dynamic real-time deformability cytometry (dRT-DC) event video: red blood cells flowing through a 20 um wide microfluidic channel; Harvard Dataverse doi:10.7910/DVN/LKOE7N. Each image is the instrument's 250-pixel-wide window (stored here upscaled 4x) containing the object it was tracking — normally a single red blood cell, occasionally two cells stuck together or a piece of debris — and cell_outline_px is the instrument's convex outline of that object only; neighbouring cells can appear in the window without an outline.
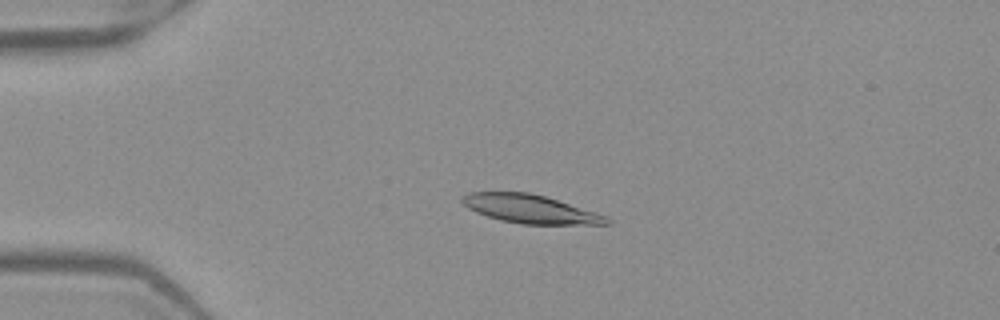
{"species": "Egyptian fruit bat (a non-hibernating species)", "species_latin": "Rousettus aegyptiacus", "temperature_condition": "warm", "stored_images_in_passage": 52, "camera_frame_rate_fps": 3000, "um_per_image_px": 0.085, "frame": {"image": 1, "passage_image": 13, "time_ms": 4.0, "image_size_px": [1000, 320], "cell_outline_px": [[612, 224], [520, 224], [500, 220], [476, 212], [468, 208], [460, 200], [460, 196], [468, 192], [528, 192], [544, 196], [596, 212], [608, 216], [612, 220]], "centroid_in_image_um": [45.06, 17.76], "position_along_channel_um": 39.9, "area_um2": 23.99}}
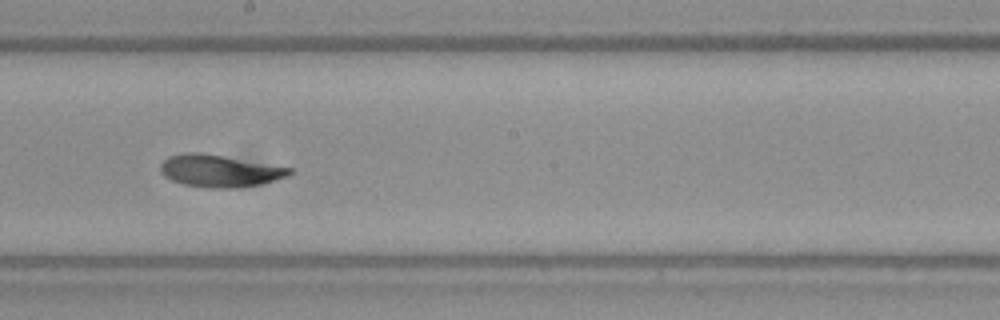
{"frame": {"image": 2, "passage_image": 30, "time_ms": 9.667, "image_size_px": [1000, 320], "cell_outline_px": [[296, 168], [288, 176], [260, 184], [232, 188], [212, 188], [184, 184], [172, 180], [164, 176], [160, 172], [160, 164], [168, 156], [184, 152], [200, 152]], "centroid_in_image_um": [18.67, 14.51], "position_along_channel_um": 229.5, "area_um2": 24.28}}
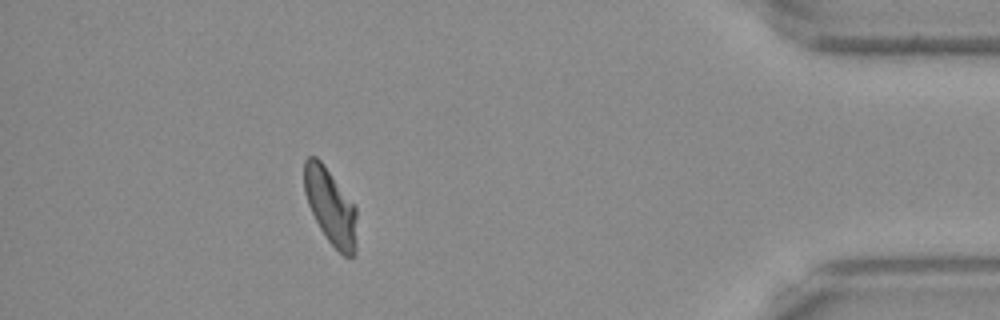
{"frame": {"image": 3, "passage_image": 47, "time_ms": 15.333, "image_size_px": [1000, 320], "cell_outline_px": [[356, 252], [352, 256], [344, 256], [328, 240], [320, 228], [308, 204], [304, 192], [304, 160], [308, 156], [316, 156], [320, 160], [356, 204]], "centroid_in_image_um": [28.11, 17.53], "position_along_channel_um": 407.1, "area_um2": 23.29}, "authors_computed_cell_mechanics": {"area_um2": 24.0159, "velocity_mm_per_s": 3.974, "shape_relaxation_time_tau1_ms": 5.6723, "shape_relaxation_time_tau2_ms": 2.5276, "deformation_change_tau1": 0.1795, "deformation_change_tau2": 0.0697}}